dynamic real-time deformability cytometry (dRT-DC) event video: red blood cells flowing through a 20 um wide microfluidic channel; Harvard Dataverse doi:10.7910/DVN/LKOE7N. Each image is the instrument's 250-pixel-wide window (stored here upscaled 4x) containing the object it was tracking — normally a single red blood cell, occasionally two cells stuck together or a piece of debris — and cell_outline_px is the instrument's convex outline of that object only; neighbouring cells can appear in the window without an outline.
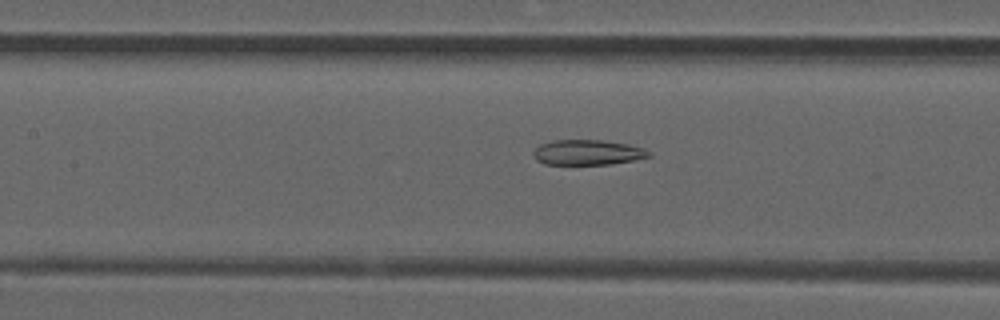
{"species": "common noctule bat (a hibernating species)", "species_latin": "Nyctalus noctula", "temperature_condition": "room temperature", "stored_images_in_passage": 41, "camera_frame_rate_fps": 3000, "um_per_image_px": 0.085, "animal": {"sex": "male", "forearm_length_mm": 52.5}, "frame": {"image": 1, "passage_image": 12, "time_ms": 3.667, "image_size_px": [1000, 320], "cell_outline_px": [[652, 156], [612, 164], [544, 164], [536, 160], [532, 152], [540, 144], [552, 140], [604, 140], [628, 144], [644, 148], [652, 152]], "centroid_in_image_um": [49.96, 12.95], "position_along_channel_um": 157.4, "area_um2": 17.05}}
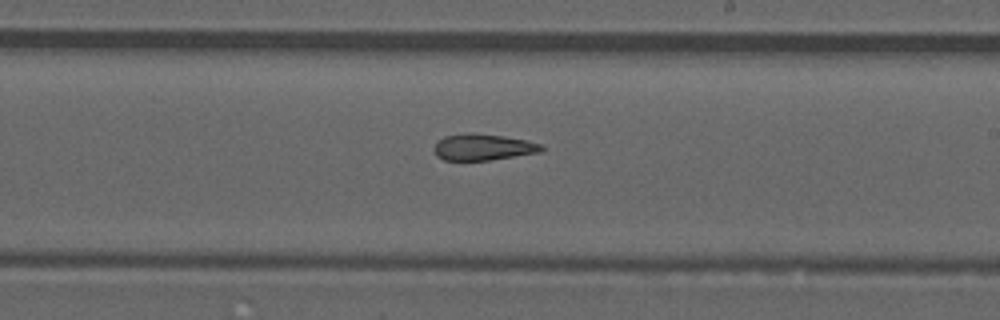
{"frame": {"image": 2, "passage_image": 19, "time_ms": 6.0, "image_size_px": [1000, 320], "cell_outline_px": [[544, 152], [488, 160], [444, 160], [436, 156], [436, 144], [444, 136], [472, 132], [504, 136], [524, 140], [540, 144], [544, 148]], "centroid_in_image_um": [41.1, 12.5], "position_along_channel_um": 247.9, "area_um2": 16.36}}
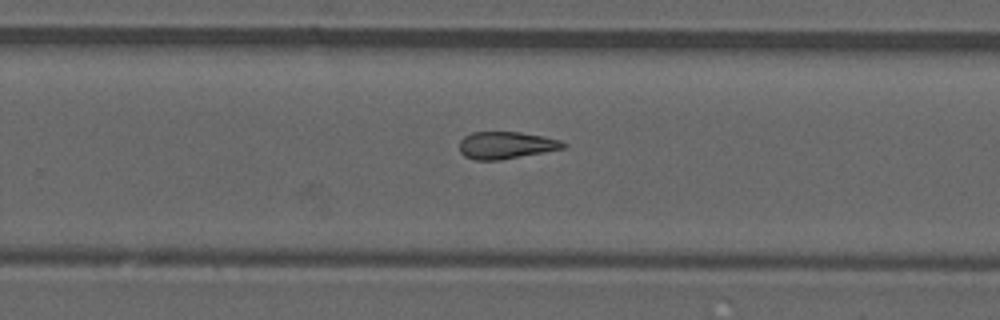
{"frame": {"image": 3, "passage_image": 22, "time_ms": 7.0, "image_size_px": [1000, 320], "cell_outline_px": [[568, 144], [564, 148], [544, 152], [500, 160], [476, 160], [464, 156], [460, 152], [460, 140], [464, 136], [472, 132], [520, 132], [544, 136], [560, 140]], "centroid_in_image_um": [43.01, 12.34], "position_along_channel_um": 286.8, "area_um2": 16.47}, "authors_computed_cell_mechanics": {"area_um2": 17.1088, "velocity_mm_per_s": 3.8967, "shape_relaxation_time_tau1_ms": null, "shape_relaxation_time_tau2_ms": 3.6108, "deformation_change_tau1": null, "deformation_change_tau2": 0.1273}}